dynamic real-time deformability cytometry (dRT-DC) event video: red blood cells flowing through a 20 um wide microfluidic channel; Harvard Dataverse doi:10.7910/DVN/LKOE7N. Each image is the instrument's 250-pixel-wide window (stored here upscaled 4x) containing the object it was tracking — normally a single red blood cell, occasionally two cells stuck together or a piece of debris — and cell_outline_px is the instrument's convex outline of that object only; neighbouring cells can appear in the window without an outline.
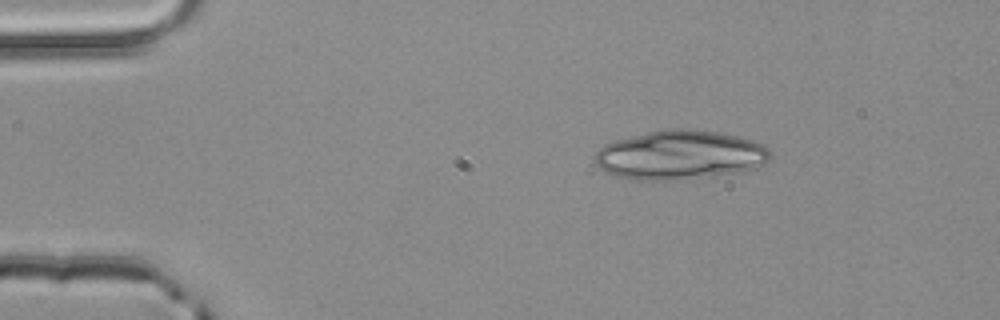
{"species": "common noctule bat (a hibernating species)", "species_latin": "Nyctalus noctula", "temperature_condition": "room temperature", "stored_images_in_passage": 3, "camera_frame_rate_fps": 3000, "um_per_image_px": 0.085, "animal": {"sex": "male", "body_mass_g": 20.4}, "frame": {"image": 1, "passage_image": 3, "time_ms": 0.667, "image_size_px": [1000, 320], "cell_outline_px": [[768, 160], [764, 164], [756, 168], [732, 172], [680, 180], [644, 180], [620, 176], [604, 172], [592, 160], [596, 152], [604, 144], [616, 140], [664, 128], [688, 128], [720, 132], [752, 140], [764, 144], [768, 148]], "centroid_in_image_um": [57.76, 13.15], "position_along_channel_um": 27.2, "area_um2": 50.0}}